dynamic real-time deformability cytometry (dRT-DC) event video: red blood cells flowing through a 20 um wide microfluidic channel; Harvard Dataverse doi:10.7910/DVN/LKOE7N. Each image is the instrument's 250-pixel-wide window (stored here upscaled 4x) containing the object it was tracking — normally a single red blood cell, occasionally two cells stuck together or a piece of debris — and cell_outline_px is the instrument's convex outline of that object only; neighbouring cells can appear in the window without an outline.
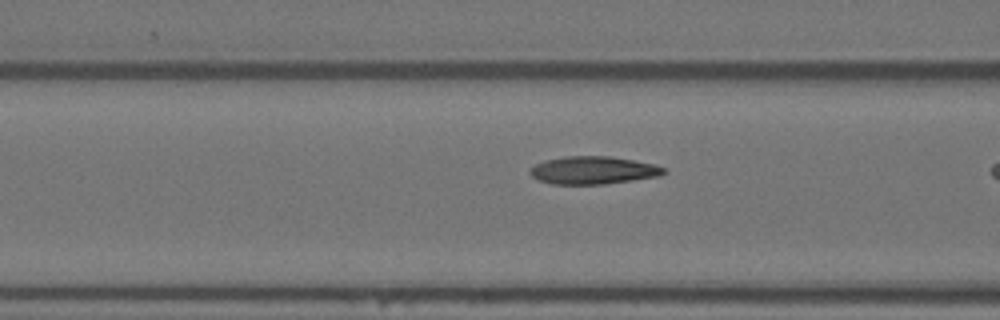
{"species": "Egyptian fruit bat (a non-hibernating species)", "species_latin": "Rousettus aegyptiacus", "temperature_condition": "warm", "stored_images_in_passage": 10, "camera_frame_rate_fps": 3000, "um_per_image_px": 0.085, "animal": {"sex": "female"}, "frame": {"image": 1, "passage_image": 9, "time_ms": 2.667, "image_size_px": [1000, 320], "cell_outline_px": [[668, 172], [660, 176], [604, 184], [552, 184], [536, 180], [528, 172], [536, 164], [544, 160], [564, 156], [608, 156], [656, 164], [664, 168]], "centroid_in_image_um": [50.41, 14.47], "position_along_channel_um": 116.2, "area_um2": 21.73}}